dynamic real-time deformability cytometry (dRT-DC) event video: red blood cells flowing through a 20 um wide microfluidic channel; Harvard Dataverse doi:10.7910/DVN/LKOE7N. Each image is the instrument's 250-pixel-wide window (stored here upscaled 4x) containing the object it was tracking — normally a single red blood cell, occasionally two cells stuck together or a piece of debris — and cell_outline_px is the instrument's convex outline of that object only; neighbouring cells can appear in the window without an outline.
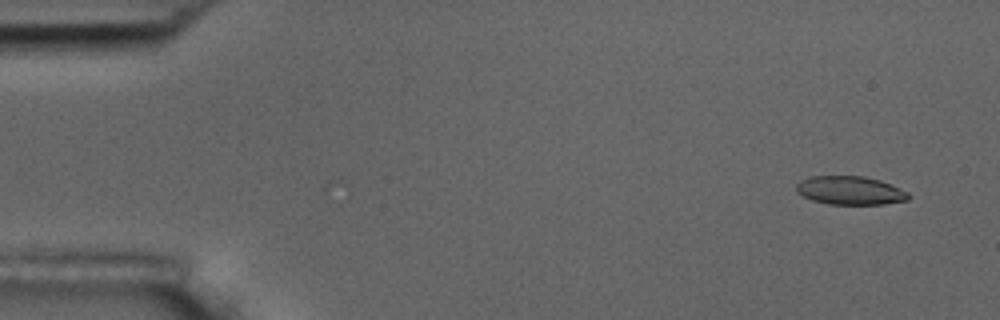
{"species": "common noctule bat (a hibernating species)", "species_latin": "Nyctalus noctula", "temperature_condition": "room temperature", "stored_images_in_passage": 10, "camera_frame_rate_fps": 3000, "um_per_image_px": 0.085, "animal": {"sex": "male", "body_mass_g": 17.5, "forearm_length_mm": 52.3}, "frame": {"image": 1, "passage_image": 2, "time_ms": 1.0, "image_size_px": [1000, 320], "cell_outline_px": [[912, 196], [908, 200], [884, 204], [828, 204], [812, 200], [796, 192], [796, 184], [800, 180], [812, 176], [864, 176], [880, 180], [908, 192]], "centroid_in_image_um": [72.26, 16.19], "position_along_channel_um": 12.7, "area_um2": 18.67}}
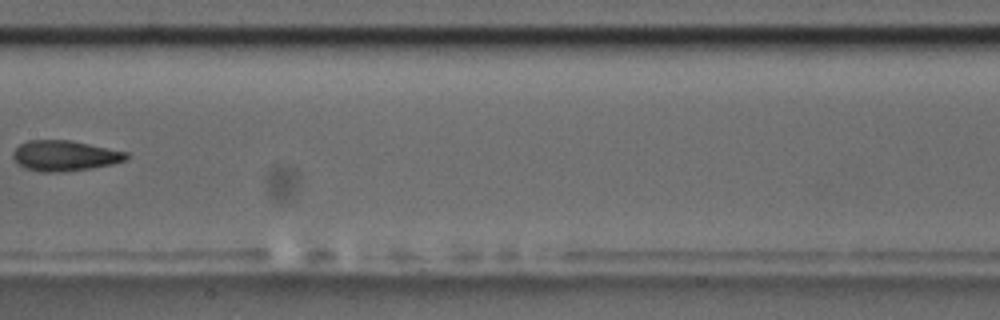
{"frame": {"image": 2, "passage_image": 9, "time_ms": 9.333, "image_size_px": [1000, 320], "cell_outline_px": [[128, 160], [112, 164], [92, 168], [60, 172], [40, 172], [24, 168], [12, 156], [12, 152], [20, 144], [28, 140], [72, 140], [128, 152]], "centroid_in_image_um": [5.52, 13.23], "position_along_channel_um": 201.9, "area_um2": 20.23}}
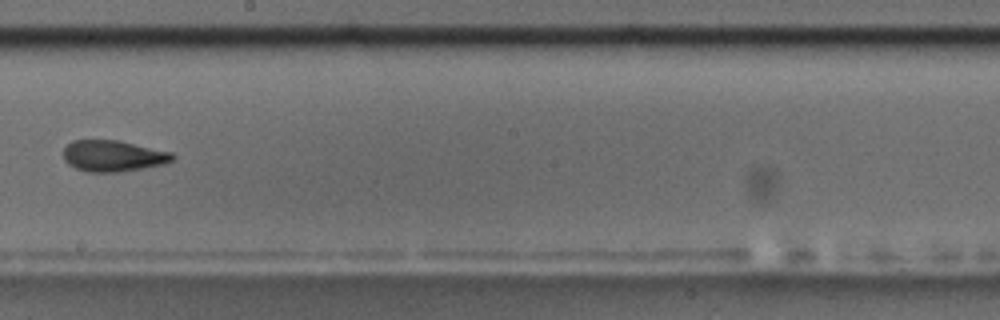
{"frame": {"image": 3, "passage_image": 10, "time_ms": 10.333, "image_size_px": [1000, 320], "cell_outline_px": [[176, 156], [172, 160], [164, 164], [144, 168], [120, 172], [88, 172], [76, 168], [68, 164], [64, 160], [64, 148], [72, 140], [116, 140], [172, 152]], "centroid_in_image_um": [9.61, 13.26], "position_along_channel_um": 238.6, "area_um2": 19.83}}